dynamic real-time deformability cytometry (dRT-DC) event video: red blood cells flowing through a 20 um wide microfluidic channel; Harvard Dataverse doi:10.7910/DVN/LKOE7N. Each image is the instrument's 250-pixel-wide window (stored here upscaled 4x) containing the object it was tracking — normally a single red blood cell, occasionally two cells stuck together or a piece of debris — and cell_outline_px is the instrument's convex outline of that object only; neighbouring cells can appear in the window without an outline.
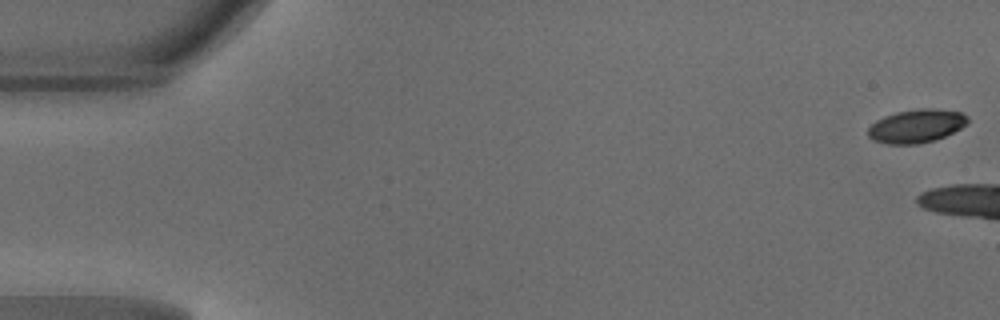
{"species": "common noctule bat (a hibernating species)", "species_latin": "Nyctalus noctula", "temperature_condition": "warm", "stored_images_in_passage": 7, "camera_frame_rate_fps": 3000, "um_per_image_px": 0.085, "animal": {"sex": "male", "body_mass_g": 18.8}, "frame": {"image": 1, "passage_image": 1, "time_ms": 0.0, "image_size_px": [1000, 320], "cell_outline_px": [[968, 124], [936, 140], [920, 144], [888, 144], [872, 140], [868, 136], [868, 128], [876, 120], [884, 116], [896, 112], [920, 108], [932, 108], [960, 112], [968, 116]], "centroid_in_image_um": [77.88, 10.71], "position_along_channel_um": 7.1, "area_um2": 19.48}}